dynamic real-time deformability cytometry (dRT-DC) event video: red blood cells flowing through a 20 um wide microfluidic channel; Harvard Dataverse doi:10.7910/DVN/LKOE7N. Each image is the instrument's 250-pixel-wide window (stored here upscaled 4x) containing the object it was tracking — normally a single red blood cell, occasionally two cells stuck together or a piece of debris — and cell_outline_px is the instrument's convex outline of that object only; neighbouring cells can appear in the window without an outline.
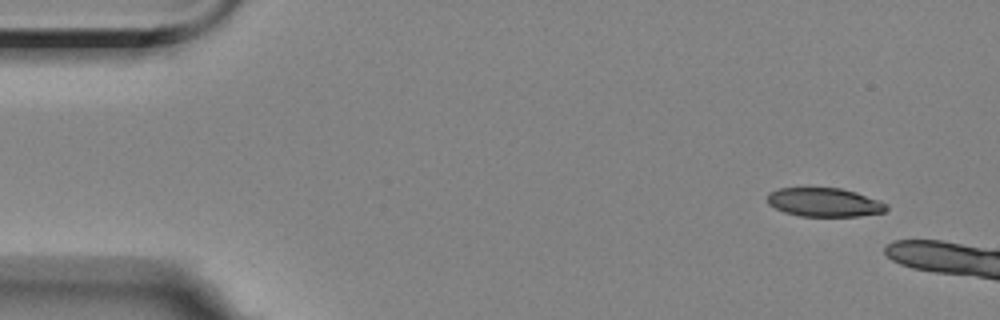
{"species": "Egyptian fruit bat (a non-hibernating species)", "species_latin": "Rousettus aegyptiacus", "temperature_condition": "room temperature", "stored_images_in_passage": 3, "camera_frame_rate_fps": 3000, "um_per_image_px": 0.085, "animal": {"sex": "female"}, "frame": {"image": 1, "passage_image": 1, "time_ms": 0.0, "image_size_px": [1000, 320], "cell_outline_px": [[888, 208], [884, 212], [860, 216], [800, 216], [784, 212], [768, 204], [768, 192], [780, 188], [840, 188], [856, 192], [880, 200], [888, 204]], "centroid_in_image_um": [70.09, 17.2], "position_along_channel_um": 14.9, "area_um2": 20.0}}